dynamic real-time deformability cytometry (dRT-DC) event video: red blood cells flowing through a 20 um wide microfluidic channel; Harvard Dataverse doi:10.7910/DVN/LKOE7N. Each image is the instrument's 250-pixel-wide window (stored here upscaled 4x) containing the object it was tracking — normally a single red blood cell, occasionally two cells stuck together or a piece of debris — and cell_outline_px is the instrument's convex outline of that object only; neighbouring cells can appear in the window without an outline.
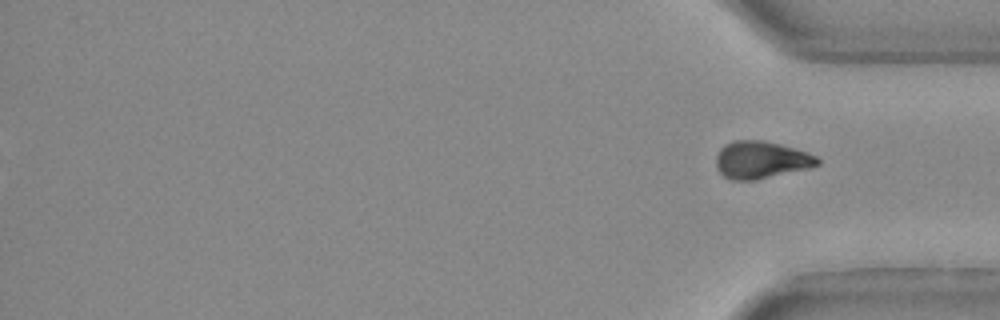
{"species": "Egyptian fruit bat (a non-hibernating species)", "species_latin": "Rousettus aegyptiacus", "temperature_condition": "warm", "stored_images_in_passage": 22, "segment_of_instrument_passage": [2, 2], "camera_frame_rate_fps": 3000, "um_per_image_px": 0.085, "animal": {"sex": "female"}, "frame": {"image": 1, "passage_image": 22, "time_ms": 7.0, "image_size_px": [1000, 320], "cell_outline_px": [[820, 164], [756, 180], [732, 180], [724, 176], [716, 168], [716, 156], [720, 148], [724, 144], [732, 140], [760, 140], [792, 148], [816, 156], [820, 160]], "centroid_in_image_um": [64.6, 13.59], "position_along_channel_um": 370.6, "area_um2": 21.62}}